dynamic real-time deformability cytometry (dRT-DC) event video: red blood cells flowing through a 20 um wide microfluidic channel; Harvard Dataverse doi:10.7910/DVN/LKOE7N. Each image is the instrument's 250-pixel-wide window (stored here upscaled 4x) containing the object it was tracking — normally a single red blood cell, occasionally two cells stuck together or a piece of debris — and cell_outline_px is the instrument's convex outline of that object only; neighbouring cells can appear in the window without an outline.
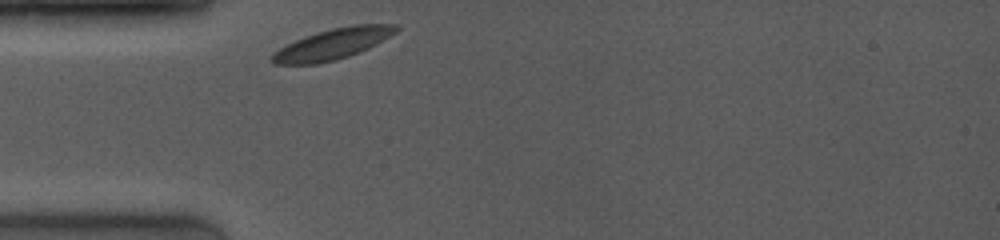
{"species": "common noctule bat (a hibernating species)", "species_latin": "Nyctalus noctula", "temperature_condition": "room temperature", "stored_images_in_passage": 34, "camera_frame_rate_fps": 4000, "um_per_image_px": 0.085, "animal": {"sex": "female", "body_mass_g": 19.0, "forearm_length_mm": 53.3}, "frame": {"image": 1, "passage_image": 1, "time_ms": 0.0, "image_size_px": [1000, 240], "cell_outline_px": [[400, 28], [396, 32], [376, 44], [360, 52], [336, 60], [316, 64], [272, 64], [268, 60], [268, 56], [272, 52], [304, 36], [316, 32], [332, 28], [356, 24], [396, 24]], "centroid_in_image_um": [28.23, 3.75], "position_along_channel_um": 56.8, "area_um2": 22.37}}
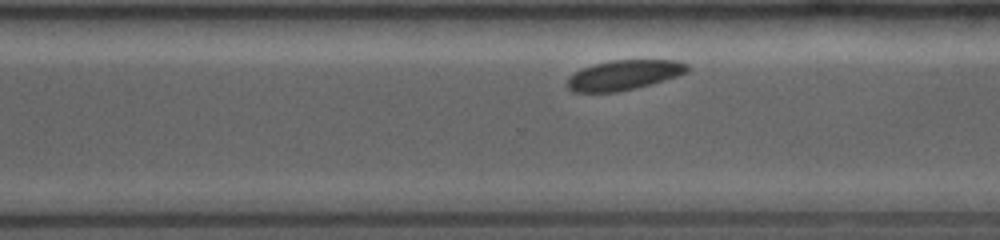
{"frame": {"image": 2, "passage_image": 25, "time_ms": 7.0, "image_size_px": [1000, 240], "cell_outline_px": [[692, 68], [688, 72], [664, 80], [636, 88], [616, 92], [572, 92], [564, 84], [568, 76], [592, 64], [612, 60], [680, 60], [688, 64]], "centroid_in_image_um": [53.03, 6.37], "position_along_channel_um": 317.6, "area_um2": 21.15}}
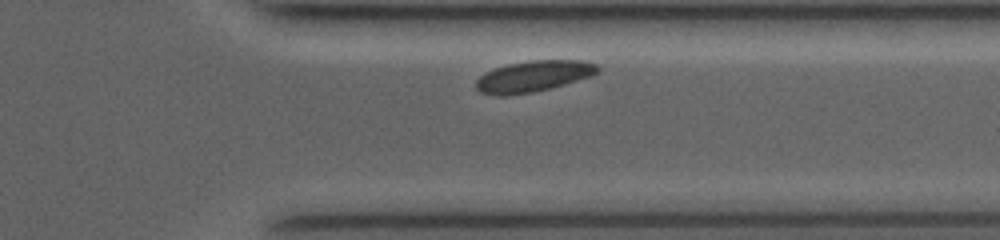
{"frame": {"image": 3, "passage_image": 31, "time_ms": 8.25, "image_size_px": [1000, 240], "cell_outline_px": [[600, 72], [592, 76], [564, 84], [532, 92], [508, 96], [496, 96], [480, 92], [476, 88], [476, 80], [484, 72], [508, 64], [532, 60], [584, 60], [596, 64], [600, 68]], "centroid_in_image_um": [45.34, 6.48], "position_along_channel_um": 366.1, "area_um2": 22.14}, "authors_computed_cell_mechanics": {"area_um2": 22.0796, "velocity_mm_per_s": 3.8039, "shape_relaxation_time_tau1_ms": 1.3328, "shape_relaxation_time_tau2_ms": null, "deformation_change_tau1": 0.0418, "deformation_change_tau2": null}}